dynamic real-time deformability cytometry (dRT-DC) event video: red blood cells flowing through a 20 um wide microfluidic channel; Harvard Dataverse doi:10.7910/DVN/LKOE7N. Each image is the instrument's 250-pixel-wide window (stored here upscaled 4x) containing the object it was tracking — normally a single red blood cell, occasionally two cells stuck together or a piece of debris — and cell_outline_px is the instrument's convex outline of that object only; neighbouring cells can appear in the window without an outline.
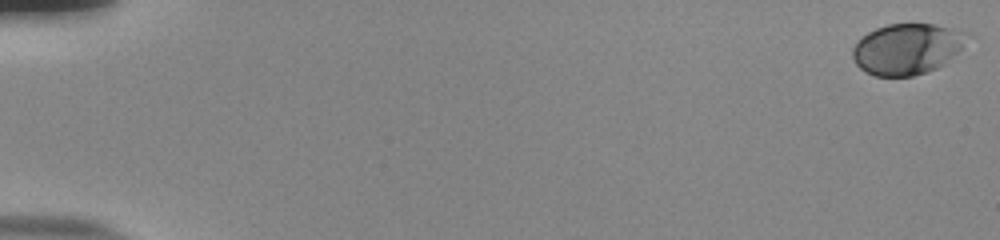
{"species": "human", "species_latin": "Homo sapiens", "temperature_condition": "room temperature", "stored_images_in_passage": 56, "camera_frame_rate_fps": 3000, "um_per_image_px": 0.085, "donor": {"sex": "male"}, "frame": {"image": 1, "passage_image": 1, "time_ms": 0.0, "image_size_px": [1000, 240], "cell_outline_px": [[968, 36], [960, 48], [944, 64], [936, 68], [912, 76], [876, 76], [864, 72], [856, 64], [852, 56], [852, 48], [856, 40], [868, 32], [876, 28], [888, 24], [936, 24], [968, 32]], "centroid_in_image_um": [77.04, 4.15], "position_along_channel_um": 8.0, "area_um2": 33.87}}
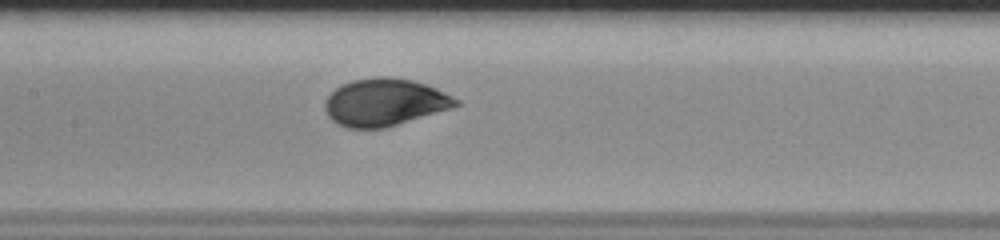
{"frame": {"image": 2, "passage_image": 29, "time_ms": 9.333, "image_size_px": [1000, 240], "cell_outline_px": [[460, 104], [452, 108], [384, 128], [348, 128], [336, 124], [328, 116], [324, 108], [324, 100], [340, 84], [352, 80], [376, 76], [388, 76], [412, 80], [436, 88], [460, 100]], "centroid_in_image_um": [32.67, 8.69], "position_along_channel_um": 174.7, "area_um2": 36.24}}
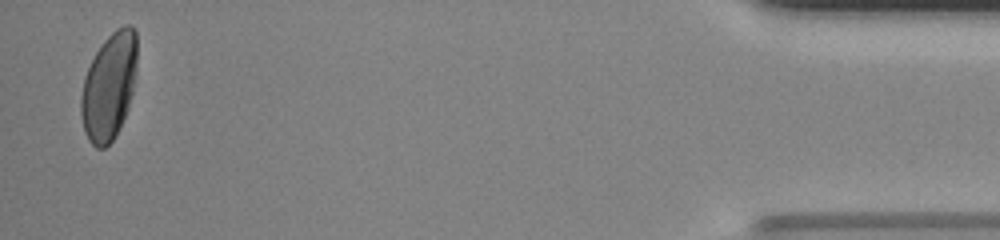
{"frame": {"image": 3, "passage_image": 55, "time_ms": 18.0, "image_size_px": [1000, 240], "cell_outline_px": [[136, 76], [128, 108], [120, 128], [112, 140], [104, 148], [96, 148], [88, 140], [84, 132], [80, 116], [80, 96], [84, 76], [100, 44], [116, 28], [124, 24], [132, 24], [136, 32]], "centroid_in_image_um": [9.26, 7.33], "position_along_channel_um": 425.9, "area_um2": 35.32}, "authors_computed_cell_mechanics": {"area_um2": 34.7667, "velocity_mm_per_s": 3.7673, "shape_relaxation_time_tau1_ms": 2.8274, "shape_relaxation_time_tau2_ms": null, "deformation_change_tau1": 0.138, "deformation_change_tau2": null}}